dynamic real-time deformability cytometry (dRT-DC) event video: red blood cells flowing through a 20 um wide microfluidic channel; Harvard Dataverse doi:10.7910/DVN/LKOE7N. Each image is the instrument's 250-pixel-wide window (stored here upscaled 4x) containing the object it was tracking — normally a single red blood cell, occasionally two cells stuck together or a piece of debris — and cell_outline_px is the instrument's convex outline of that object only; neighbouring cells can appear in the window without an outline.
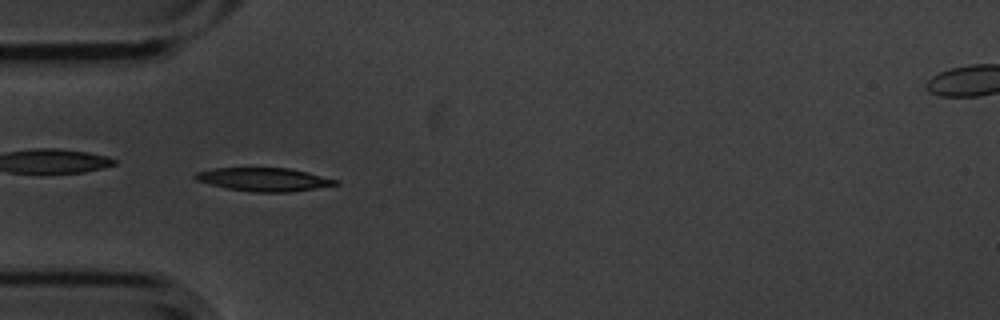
{"species": "common noctule bat (a hibernating species)", "species_latin": "Nyctalus noctula", "temperature_condition": "cold", "stored_images_in_passage": 7, "camera_frame_rate_fps": 3000, "um_per_image_px": 0.085, "animal": {"sex": "male", "body_mass_g": 20.1, "forearm_length_mm": 53.5}, "frame": {"image": 1, "passage_image": 6, "time_ms": 1.667, "image_size_px": [1000, 320], "cell_outline_px": [[340, 184], [316, 188], [288, 192], [252, 192], [228, 188], [196, 180], [192, 176], [196, 172], [212, 168], [288, 168], [308, 172], [340, 180]], "centroid_in_image_um": [22.46, 15.25], "position_along_channel_um": 62.5, "area_um2": 19.07}}
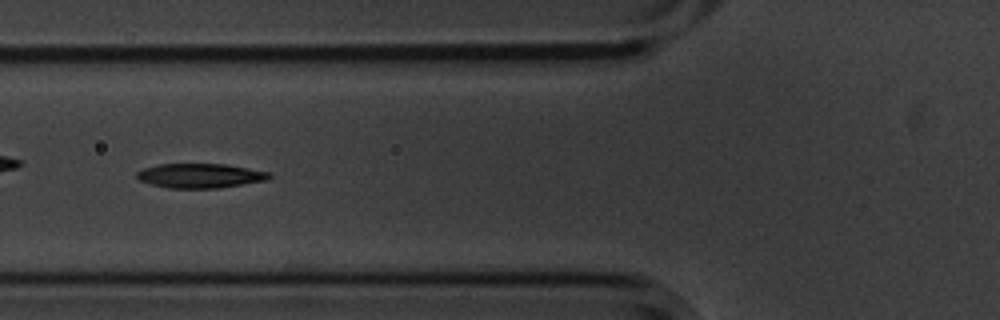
{"frame": {"image": 2, "passage_image": 7, "time_ms": 2.0, "image_size_px": [1000, 320], "cell_outline_px": [[272, 176], [264, 180], [216, 188], [168, 188], [152, 184], [140, 180], [136, 176], [136, 172], [144, 168], [160, 164], [224, 164], [272, 172]], "centroid_in_image_um": [17.0, 14.93], "position_along_channel_um": 108.8, "area_um2": 18.61}}